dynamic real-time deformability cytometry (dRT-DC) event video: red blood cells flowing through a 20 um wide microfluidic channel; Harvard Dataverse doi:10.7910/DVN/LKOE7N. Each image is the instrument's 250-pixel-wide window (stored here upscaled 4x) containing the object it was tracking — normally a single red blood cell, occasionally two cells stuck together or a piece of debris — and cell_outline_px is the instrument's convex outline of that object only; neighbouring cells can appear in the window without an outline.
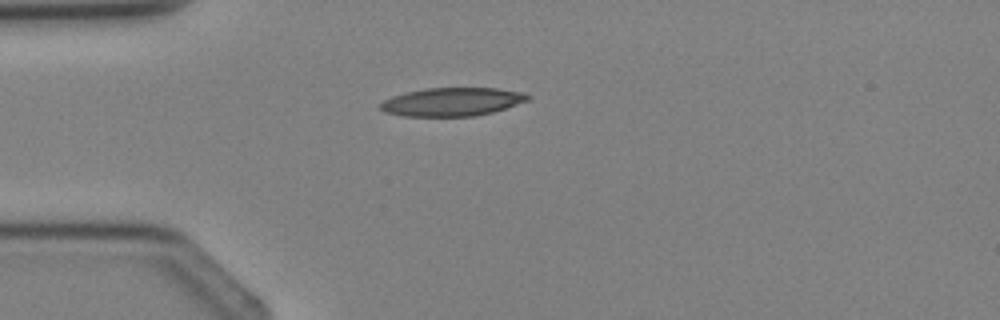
{"species": "Egyptian fruit bat (a non-hibernating species)", "species_latin": "Rousettus aegyptiacus", "temperature_condition": "cold", "stored_images_in_passage": 2, "camera_frame_rate_fps": 3000, "um_per_image_px": 0.085, "animal": {"sex": "female"}, "frame": {"image": 1, "passage_image": 2, "time_ms": 1.333, "image_size_px": [1000, 320], "cell_outline_px": [[532, 96], [528, 100], [492, 112], [472, 116], [404, 116], [384, 112], [380, 108], [380, 104], [384, 100], [392, 96], [424, 88], [496, 88], [524, 92]], "centroid_in_image_um": [38.43, 8.65], "position_along_channel_um": 46.6, "area_um2": 24.22}}